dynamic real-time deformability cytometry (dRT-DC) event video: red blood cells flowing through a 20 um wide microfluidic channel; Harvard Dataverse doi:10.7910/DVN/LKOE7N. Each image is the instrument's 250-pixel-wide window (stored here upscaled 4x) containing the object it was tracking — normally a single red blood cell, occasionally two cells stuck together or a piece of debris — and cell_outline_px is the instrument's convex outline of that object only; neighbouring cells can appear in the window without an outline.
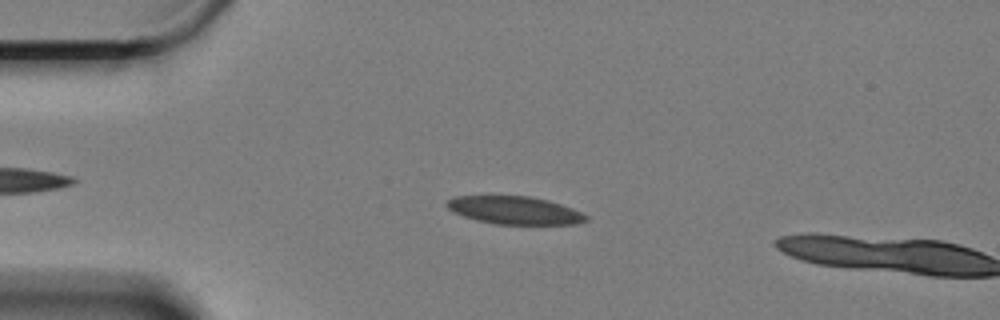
{"species": "Egyptian fruit bat (a non-hibernating species)", "species_latin": "Rousettus aegyptiacus", "temperature_condition": "cold", "stored_images_in_passage": 3, "camera_frame_rate_fps": 3000, "um_per_image_px": 0.085, "animal": {"sex": "female"}, "frame": {"image": 1, "passage_image": 1, "time_ms": 0.0, "image_size_px": [1000, 320], "cell_outline_px": [[588, 220], [576, 224], [496, 224], [476, 220], [452, 212], [444, 204], [452, 196], [528, 196], [548, 200], [572, 208], [588, 216]], "centroid_in_image_um": [43.71, 17.87], "position_along_channel_um": 41.3, "area_um2": 22.6}}